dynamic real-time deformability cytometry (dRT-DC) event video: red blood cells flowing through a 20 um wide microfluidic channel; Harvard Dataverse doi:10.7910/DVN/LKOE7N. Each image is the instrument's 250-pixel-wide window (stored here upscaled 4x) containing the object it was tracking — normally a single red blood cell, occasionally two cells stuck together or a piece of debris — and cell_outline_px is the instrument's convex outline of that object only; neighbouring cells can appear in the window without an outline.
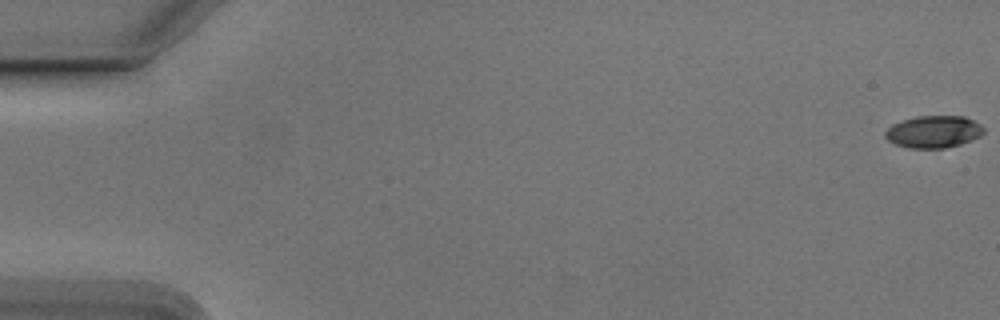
{"species": "Egyptian fruit bat (a non-hibernating species)", "species_latin": "Rousettus aegyptiacus", "temperature_condition": "cold", "stored_images_in_passage": 55, "camera_frame_rate_fps": 3000, "um_per_image_px": 0.085, "animal": {"sex": "male"}, "frame": {"image": 1, "passage_image": 1, "time_ms": 0.0, "image_size_px": [1000, 320], "cell_outline_px": [[984, 132], [980, 136], [972, 140], [960, 144], [944, 148], [908, 148], [896, 144], [888, 140], [884, 136], [884, 132], [892, 124], [900, 120], [916, 116], [964, 116], [980, 124], [984, 128]], "centroid_in_image_um": [79.34, 11.19], "position_along_channel_um": 5.7, "area_um2": 18.55}}
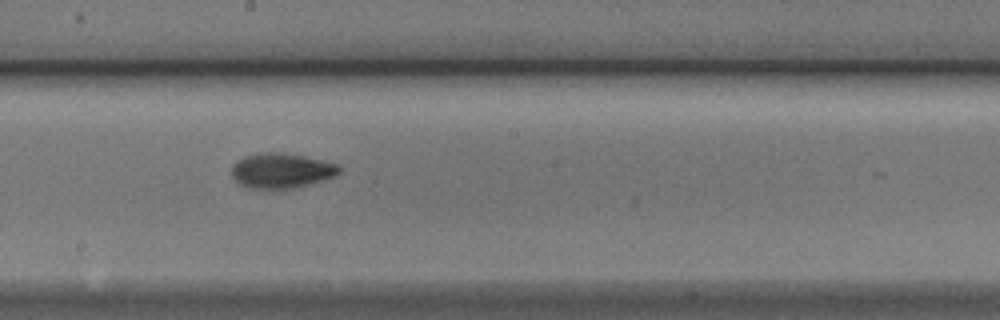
{"frame": {"image": 2, "passage_image": 31, "time_ms": 10.0, "image_size_px": [1000, 320], "cell_outline_px": [[340, 172], [336, 176], [296, 188], [248, 188], [240, 184], [232, 176], [232, 164], [244, 156], [256, 152], [280, 152], [304, 156], [324, 160], [340, 164]], "centroid_in_image_um": [23.93, 14.48], "position_along_channel_um": 224.3, "area_um2": 22.14}}
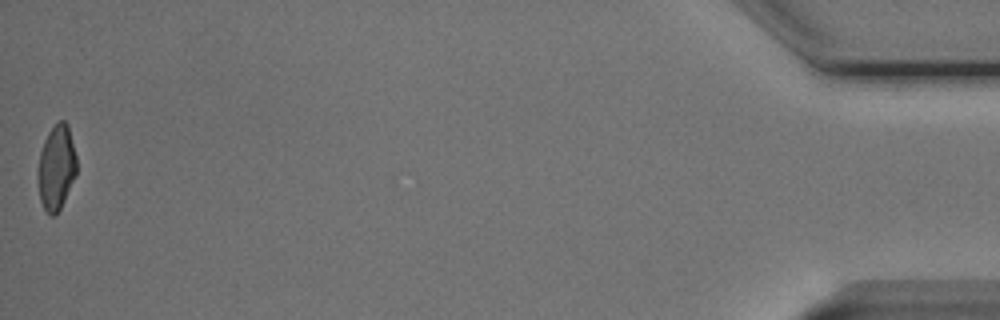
{"frame": {"image": 3, "passage_image": 55, "time_ms": 18.0, "image_size_px": [1000, 320], "cell_outline_px": [[76, 176], [60, 208], [52, 216], [44, 208], [40, 200], [36, 172], [40, 152], [44, 140], [48, 132], [60, 120], [64, 120], [68, 124], [76, 156]], "centroid_in_image_um": [4.78, 14.22], "position_along_channel_um": 430.4, "area_um2": 19.13}, "authors_computed_cell_mechanics": {"area_um2": 20.0566, "velocity_mm_per_s": 3.8001, "shape_relaxation_time_tau1_ms": 3.0957, "shape_relaxation_time_tau2_ms": 4.4144, "deformation_change_tau1": 0.1403, "deformation_change_tau2": 0.0797}}